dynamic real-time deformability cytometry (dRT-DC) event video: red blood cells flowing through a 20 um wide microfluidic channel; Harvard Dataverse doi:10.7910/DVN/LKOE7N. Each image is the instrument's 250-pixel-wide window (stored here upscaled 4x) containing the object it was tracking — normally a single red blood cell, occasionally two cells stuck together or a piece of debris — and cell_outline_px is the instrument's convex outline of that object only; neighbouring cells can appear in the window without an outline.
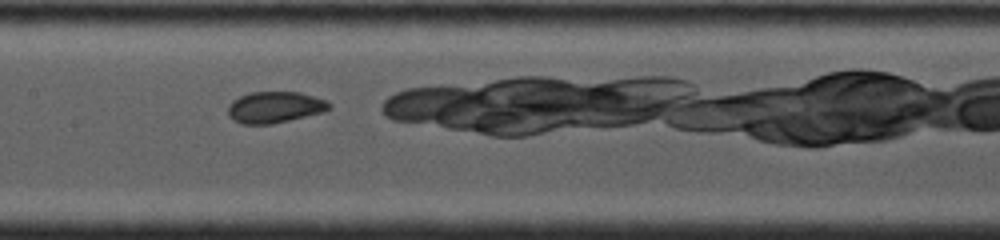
{"species": "common noctule bat (a hibernating species)", "species_latin": "Nyctalus noctula", "temperature_condition": "cold", "stored_images_in_passage": 7, "camera_frame_rate_fps": 4000, "um_per_image_px": 0.085, "animal": {"sex": "female", "body_mass_g": 19.0, "forearm_length_mm": 53.3}, "frame": {"image": 1, "passage_image": 6, "time_ms": 4.0, "image_size_px": [1000, 240], "cell_outline_px": [[332, 108], [324, 112], [272, 124], [240, 124], [228, 116], [228, 104], [232, 100], [248, 92], [300, 92], [328, 100], [332, 104]], "centroid_in_image_um": [23.37, 9.11], "position_along_channel_um": 184.0, "area_um2": 18.79}}